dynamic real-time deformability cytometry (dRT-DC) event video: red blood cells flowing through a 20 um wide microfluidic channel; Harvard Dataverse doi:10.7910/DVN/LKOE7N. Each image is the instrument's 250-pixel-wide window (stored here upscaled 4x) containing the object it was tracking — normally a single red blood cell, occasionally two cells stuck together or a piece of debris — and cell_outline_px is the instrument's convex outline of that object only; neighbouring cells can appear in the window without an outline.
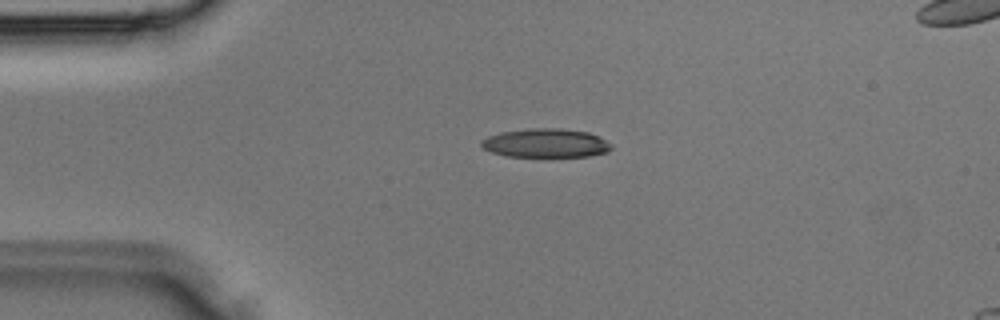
{"species": "Egyptian fruit bat (a non-hibernating species)", "species_latin": "Rousettus aegyptiacus", "temperature_condition": "room temperature", "stored_images_in_passage": 33, "segment_of_instrument_passage": [1, 2], "camera_frame_rate_fps": 3000, "um_per_image_px": 0.085, "animal": {"sex": "male"}, "frame": {"image": 1, "passage_image": 5, "time_ms": 1.333, "image_size_px": [1000, 320], "cell_outline_px": [[612, 148], [608, 152], [588, 156], [504, 156], [492, 152], [484, 148], [480, 144], [480, 140], [488, 136], [500, 132], [528, 128], [556, 128], [588, 132], [600, 136], [612, 144]], "centroid_in_image_um": [46.39, 12.15], "position_along_channel_um": 38.6, "area_um2": 21.91}}
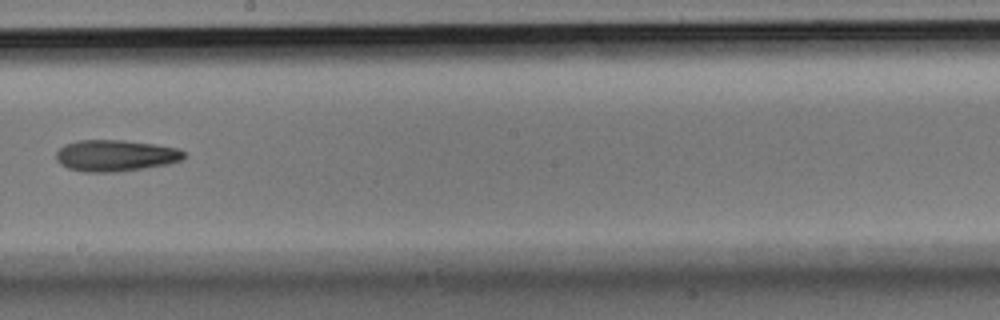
{"frame": {"image": 2, "passage_image": 17, "time_ms": 5.333, "image_size_px": [1000, 320], "cell_outline_px": [[188, 156], [184, 160], [168, 164], [144, 168], [116, 172], [84, 172], [68, 168], [60, 164], [56, 160], [56, 152], [64, 144], [80, 140], [124, 140], [156, 144], [180, 148]], "centroid_in_image_um": [9.86, 13.22], "position_along_channel_um": 238.3, "area_um2": 23.76}}
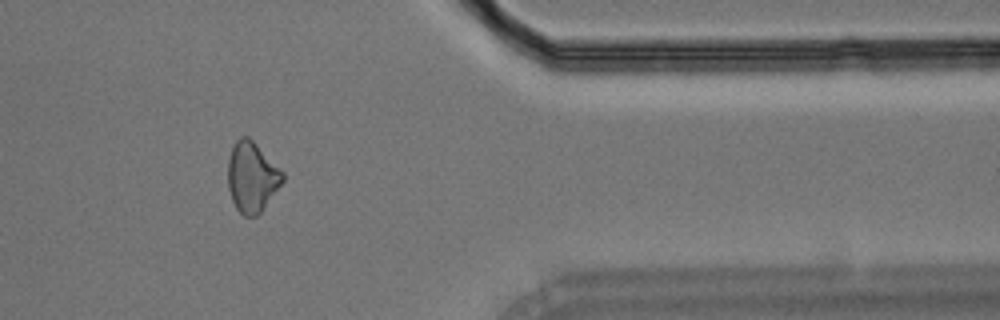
{"frame": {"image": 3, "passage_image": 26, "time_ms": 8.333, "image_size_px": [1000, 320], "cell_outline_px": [[284, 180], [260, 212], [256, 216], [244, 216], [236, 208], [232, 200], [228, 188], [228, 160], [232, 148], [236, 140], [240, 136], [248, 136], [284, 172]], "centroid_in_image_um": [21.4, 15.04], "position_along_channel_um": 390.0, "area_um2": 22.14}}